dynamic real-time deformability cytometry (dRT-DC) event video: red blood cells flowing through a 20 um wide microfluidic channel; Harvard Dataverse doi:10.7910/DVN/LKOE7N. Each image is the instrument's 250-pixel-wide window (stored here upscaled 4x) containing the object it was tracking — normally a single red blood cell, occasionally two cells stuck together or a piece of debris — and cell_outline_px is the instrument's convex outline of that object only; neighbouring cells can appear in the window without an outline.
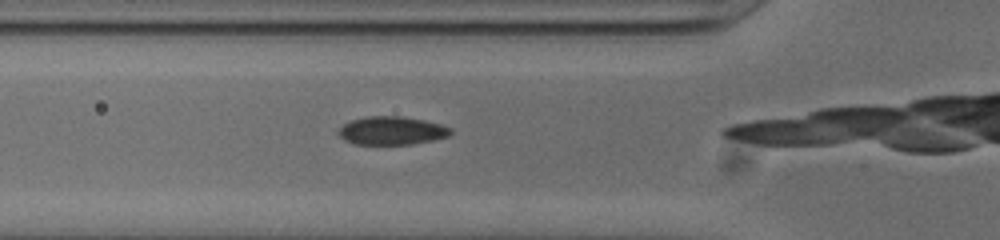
{"species": "common noctule bat (a hibernating species)", "species_latin": "Nyctalus noctula", "temperature_condition": "cold", "stored_images_in_passage": 26, "camera_frame_rate_fps": 3000, "um_per_image_px": 0.085, "animal": {"sex": "male", "body_mass_g": 20.0, "forearm_length_mm": 53.3}, "frame": {"image": 1, "passage_image": 9, "time_ms": 2.667, "image_size_px": [1000, 240], "cell_outline_px": [[452, 132], [448, 136], [432, 140], [412, 144], [356, 144], [344, 140], [336, 132], [344, 124], [352, 120], [368, 116], [400, 116], [424, 120], [440, 124], [452, 128]], "centroid_in_image_um": [33.29, 11.1], "position_along_channel_um": 92.5, "area_um2": 18.38}}
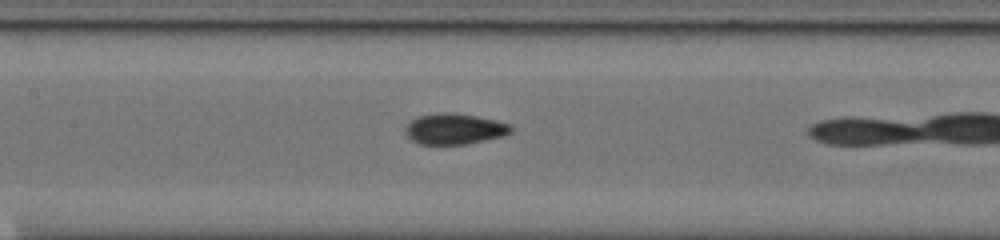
{"frame": {"image": 2, "passage_image": 15, "time_ms": 4.667, "image_size_px": [1000, 240], "cell_outline_px": [[512, 132], [504, 136], [464, 144], [420, 144], [412, 140], [404, 132], [404, 124], [416, 116], [440, 112], [452, 112], [476, 116], [496, 120], [512, 124]], "centroid_in_image_um": [38.6, 10.94], "position_along_channel_um": 168.8, "area_um2": 19.25}}
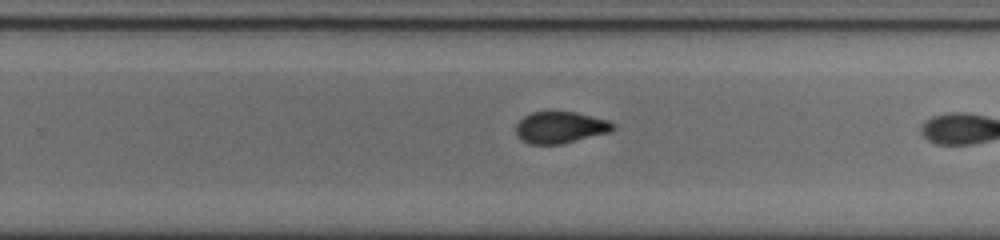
{"frame": {"image": 3, "passage_image": 24, "time_ms": 7.667, "image_size_px": [1000, 240], "cell_outline_px": [[612, 128], [608, 132], [560, 144], [528, 144], [516, 136], [516, 124], [524, 116], [532, 112], [576, 112], [608, 120], [612, 124]], "centroid_in_image_um": [47.55, 10.83], "position_along_channel_um": 282.3, "area_um2": 17.57}}